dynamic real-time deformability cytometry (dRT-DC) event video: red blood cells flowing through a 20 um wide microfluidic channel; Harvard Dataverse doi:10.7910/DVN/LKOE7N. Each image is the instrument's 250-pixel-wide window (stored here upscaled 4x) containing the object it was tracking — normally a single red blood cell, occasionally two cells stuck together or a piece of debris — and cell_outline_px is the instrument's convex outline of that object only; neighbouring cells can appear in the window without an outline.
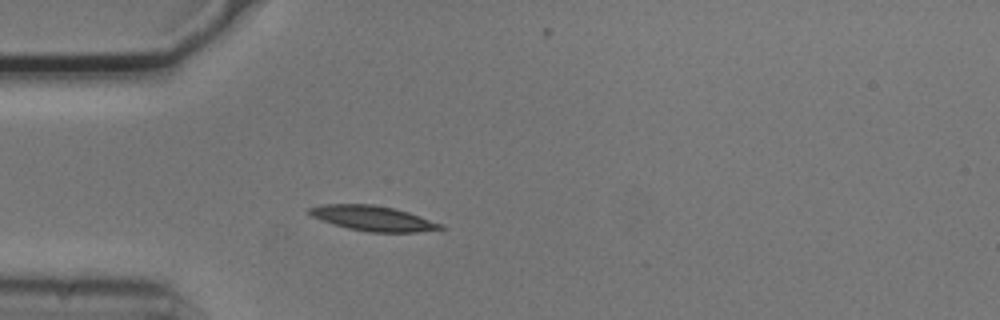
{"species": "common noctule bat (a hibernating species)", "species_latin": "Nyctalus noctula", "temperature_condition": "cold", "stored_images_in_passage": 40, "camera_frame_rate_fps": 3000, "um_per_image_px": 0.085, "animal": {"sex": "male", "body_mass_g": 20.5, "forearm_length_mm": 52.5}, "frame": {"image": 1, "passage_image": 1, "time_ms": 0.0, "image_size_px": [1000, 320], "cell_outline_px": [[448, 228], [416, 232], [368, 232], [348, 228], [332, 224], [320, 220], [312, 216], [308, 212], [308, 208], [320, 204], [372, 204], [392, 208], [408, 212], [444, 224]], "centroid_in_image_um": [31.7, 18.56], "position_along_channel_um": 53.3, "area_um2": 19.25}}
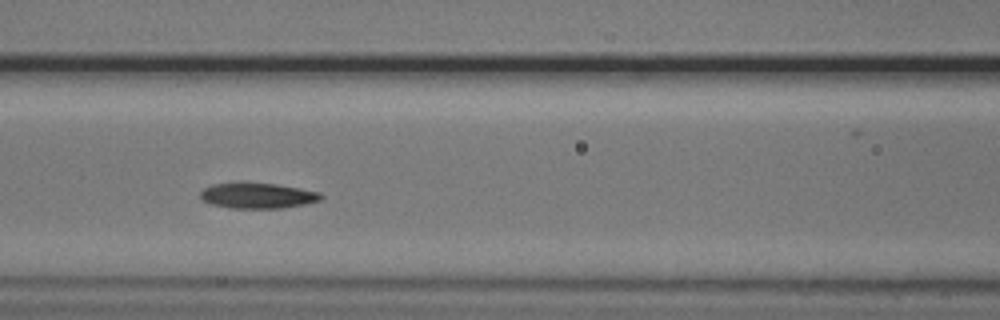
{"frame": {"image": 2, "passage_image": 9, "time_ms": 2.667, "image_size_px": [1000, 320], "cell_outline_px": [[324, 196], [320, 200], [304, 204], [284, 208], [232, 208], [212, 204], [204, 200], [200, 196], [200, 192], [204, 188], [212, 184], [240, 180], [244, 180], [276, 184], [320, 192]], "centroid_in_image_um": [21.86, 16.59], "position_along_channel_um": 144.7, "area_um2": 18.44}}
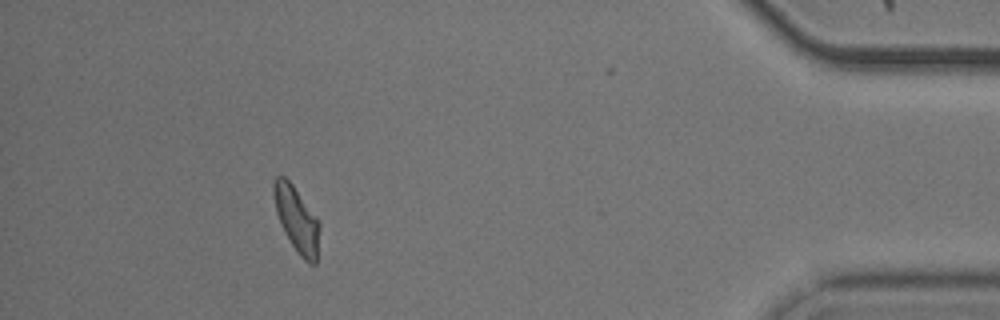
{"frame": {"image": 3, "passage_image": 35, "time_ms": 11.333, "image_size_px": [1000, 320], "cell_outline_px": [[320, 224], [316, 264], [308, 264], [296, 252], [284, 232], [280, 224], [276, 212], [272, 192], [272, 184], [276, 176], [284, 176], [292, 184], [320, 220]], "centroid_in_image_um": [25.21, 18.65], "position_along_channel_um": 410.0, "area_um2": 17.74}, "authors_computed_cell_mechanics": {"area_um2": 17.8602, "velocity_mm_per_s": 3.7086, "shape_relaxation_time_tau1_ms": 2.7361, "shape_relaxation_time_tau2_ms": 2.3984, "deformation_change_tau1": 0.1001, "deformation_change_tau2": 0.0833}}